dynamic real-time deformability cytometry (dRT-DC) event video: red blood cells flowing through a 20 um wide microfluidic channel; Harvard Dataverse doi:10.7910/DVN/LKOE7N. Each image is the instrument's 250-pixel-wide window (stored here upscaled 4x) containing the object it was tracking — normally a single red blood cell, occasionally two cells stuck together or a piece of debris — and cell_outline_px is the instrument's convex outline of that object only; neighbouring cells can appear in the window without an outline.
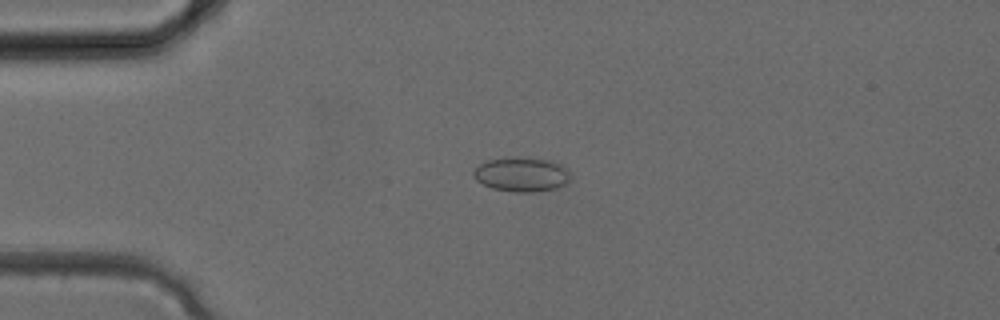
{"species": "common noctule bat (a hibernating species)", "species_latin": "Nyctalus noctula", "temperature_condition": "cold", "stored_images_in_passage": 30, "camera_frame_rate_fps": 3000, "um_per_image_px": 0.085, "animal": {"sex": "female", "body_mass_g": 24.6, "forearm_length_mm": 56.2}, "frame": {"image": 1, "passage_image": 4, "time_ms": 1.0, "image_size_px": [1000, 320], "cell_outline_px": [[568, 184], [556, 188], [532, 192], [516, 192], [492, 188], [476, 180], [472, 176], [472, 172], [480, 164], [488, 160], [508, 156], [528, 156], [552, 160], [568, 168]], "centroid_in_image_um": [44.34, 14.79], "position_along_channel_um": 40.7, "area_um2": 19.83}}
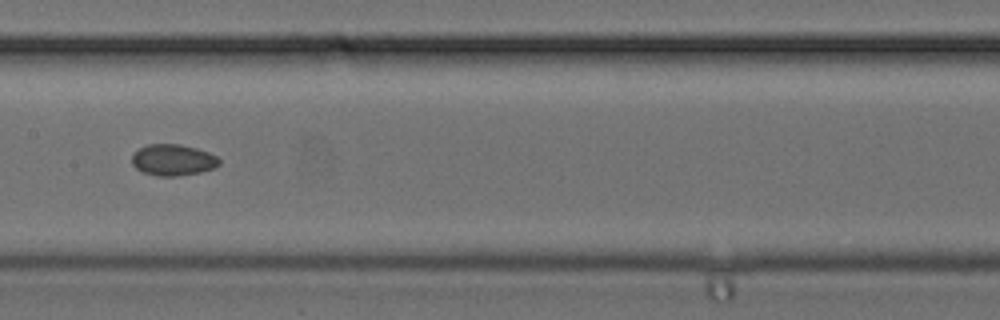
{"frame": {"image": 2, "passage_image": 13, "time_ms": 4.0, "image_size_px": [1000, 320], "cell_outline_px": [[220, 164], [212, 168], [200, 172], [176, 176], [156, 176], [144, 172], [136, 168], [132, 164], [132, 156], [140, 148], [148, 144], [180, 144], [196, 148], [208, 152], [216, 156], [220, 160]], "centroid_in_image_um": [14.7, 13.59], "position_along_channel_um": 192.7, "area_um2": 15.78}}
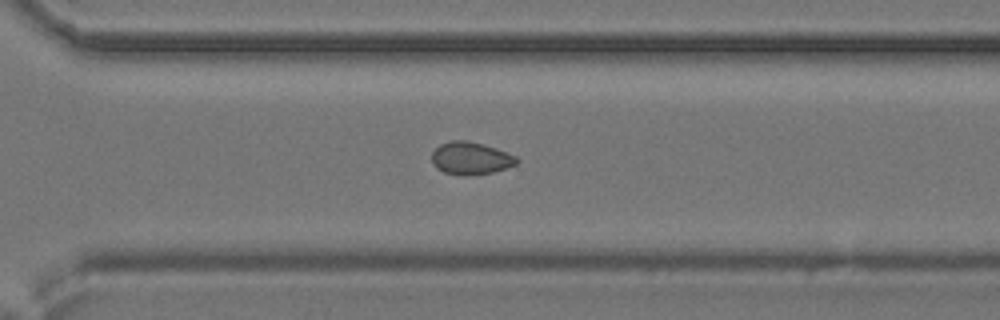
{"frame": {"image": 3, "passage_image": 20, "time_ms": 6.333, "image_size_px": [1000, 320], "cell_outline_px": [[520, 160], [516, 164], [492, 172], [464, 176], [460, 176], [444, 172], [436, 168], [432, 164], [432, 152], [440, 144], [452, 140], [468, 140], [484, 144], [516, 156]], "centroid_in_image_um": [39.98, 13.45], "position_along_channel_um": 330.6, "area_um2": 16.13}}